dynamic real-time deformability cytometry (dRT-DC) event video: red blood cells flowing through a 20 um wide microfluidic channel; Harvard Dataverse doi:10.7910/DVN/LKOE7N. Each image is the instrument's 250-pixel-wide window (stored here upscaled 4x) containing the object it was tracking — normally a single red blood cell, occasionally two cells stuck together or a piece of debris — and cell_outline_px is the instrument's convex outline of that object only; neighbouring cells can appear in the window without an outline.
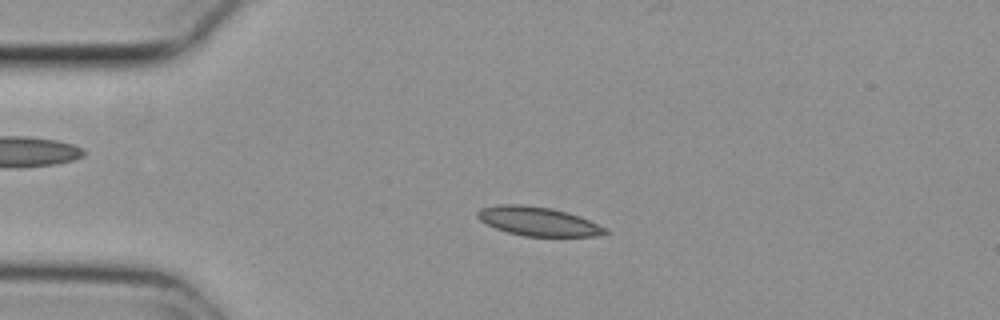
{"species": "common noctule bat (a hibernating species)", "species_latin": "Nyctalus noctula", "temperature_condition": "cold", "stored_images_in_passage": 55, "camera_frame_rate_fps": 3000, "um_per_image_px": 0.085, "animal": {"sex": "female", "body_mass_g": 29.2, "forearm_length_mm": 56.3}, "frame": {"image": 1, "passage_image": 12, "time_ms": 3.667, "image_size_px": [1000, 320], "cell_outline_px": [[608, 232], [596, 236], [524, 236], [508, 232], [496, 228], [480, 220], [476, 216], [476, 212], [480, 208], [496, 204], [524, 204], [552, 208], [568, 212], [580, 216], [608, 228]], "centroid_in_image_um": [45.73, 18.8], "position_along_channel_um": 39.3, "area_um2": 21.68}}
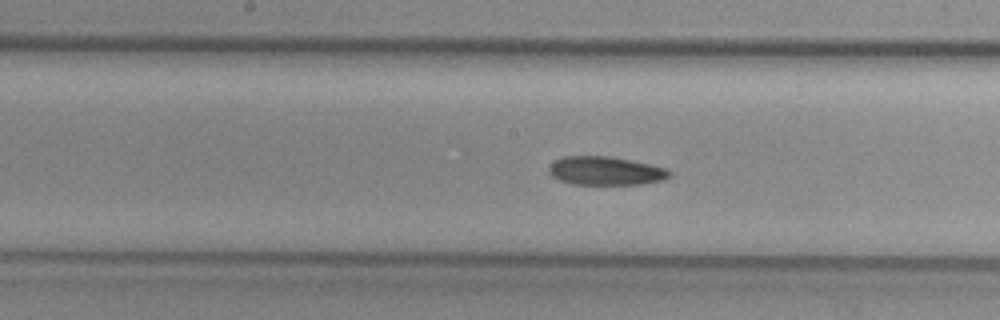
{"frame": {"image": 2, "passage_image": 27, "time_ms": 8.667, "image_size_px": [1000, 320], "cell_outline_px": [[672, 176], [660, 180], [640, 184], [572, 184], [560, 180], [552, 176], [548, 172], [548, 168], [556, 160], [564, 156], [612, 156], [632, 160], [668, 168], [672, 172]], "centroid_in_image_um": [51.5, 14.51], "position_along_channel_um": 196.7, "area_um2": 20.11}}
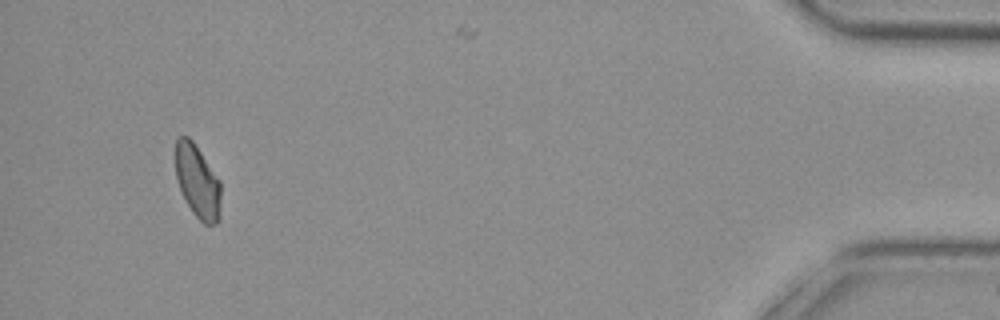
{"frame": {"image": 3, "passage_image": 51, "time_ms": 16.667, "image_size_px": [1000, 320], "cell_outline_px": [[220, 220], [216, 224], [204, 224], [192, 212], [176, 180], [176, 140], [180, 136], [188, 136], [192, 140], [220, 180]], "centroid_in_image_um": [16.8, 15.44], "position_along_channel_um": 418.4, "area_um2": 19.19}}